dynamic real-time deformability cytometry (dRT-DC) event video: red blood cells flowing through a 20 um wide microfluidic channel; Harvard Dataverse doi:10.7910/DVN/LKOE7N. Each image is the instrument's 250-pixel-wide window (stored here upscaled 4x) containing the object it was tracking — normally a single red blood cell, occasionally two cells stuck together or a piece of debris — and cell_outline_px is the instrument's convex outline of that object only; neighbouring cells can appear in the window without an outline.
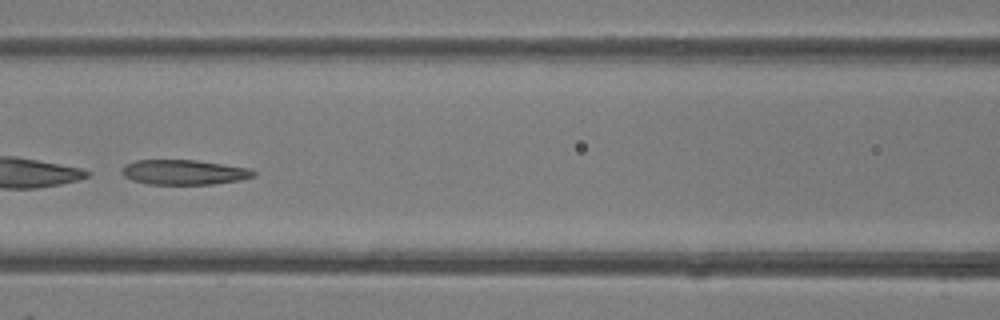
{"species": "common noctule bat (a hibernating species)", "species_latin": "Nyctalus noctula", "temperature_condition": "room temperature", "stored_images_in_passage": 6, "camera_frame_rate_fps": 3000, "um_per_image_px": 0.085, "animal": {"sex": "female"}, "frame": {"image": 1, "passage_image": 6, "time_ms": 5.667, "image_size_px": [1000, 320], "cell_outline_px": [[256, 176], [240, 180], [212, 184], [148, 184], [132, 180], [124, 176], [124, 164], [136, 160], [196, 160], [252, 168], [256, 172]], "centroid_in_image_um": [15.7, 14.63], "position_along_channel_um": 150.9, "area_um2": 19.13}}